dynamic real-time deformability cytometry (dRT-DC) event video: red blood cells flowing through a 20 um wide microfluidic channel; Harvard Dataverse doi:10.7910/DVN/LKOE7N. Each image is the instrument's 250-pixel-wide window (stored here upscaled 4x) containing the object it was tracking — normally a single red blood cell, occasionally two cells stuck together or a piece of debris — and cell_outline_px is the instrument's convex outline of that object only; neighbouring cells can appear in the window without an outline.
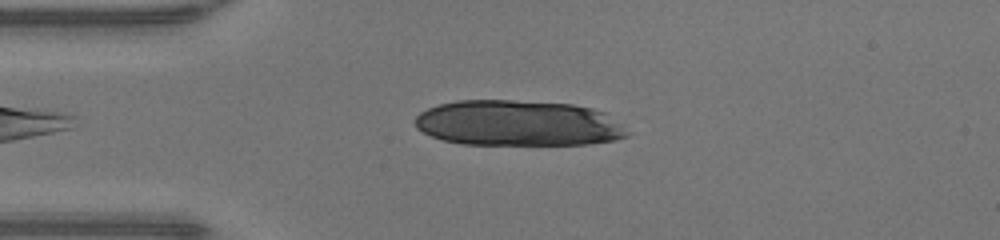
{"species": "human", "species_latin": "Homo sapiens", "temperature_condition": "warm", "stored_images_in_passage": 37, "camera_frame_rate_fps": 3000, "um_per_image_px": 0.085, "donor": {"sex": "male"}, "frame": {"image": 1, "passage_image": 1, "time_ms": 0.0, "image_size_px": [1000, 240], "cell_outline_px": [[632, 132], [628, 136], [616, 140], [588, 144], [460, 144], [444, 140], [432, 136], [416, 128], [416, 116], [420, 112], [428, 108], [440, 104], [456, 100], [512, 100], [572, 104], [592, 108], [604, 112], [624, 124]], "centroid_in_image_um": [44.1, 10.47], "position_along_channel_um": 40.9, "area_um2": 56.76}}
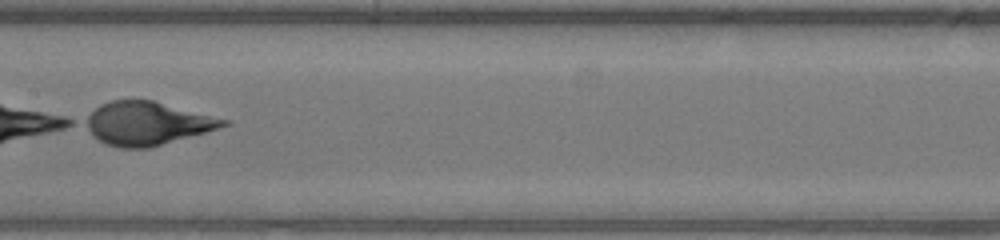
{"frame": {"image": 2, "passage_image": 14, "time_ms": 4.333, "image_size_px": [1000, 240], "cell_outline_px": [[232, 124], [148, 148], [120, 148], [108, 144], [100, 140], [80, 124], [80, 120], [100, 104], [112, 100], [152, 100], [232, 120]], "centroid_in_image_um": [12.47, 10.47], "position_along_channel_um": 194.9, "area_um2": 34.91}}